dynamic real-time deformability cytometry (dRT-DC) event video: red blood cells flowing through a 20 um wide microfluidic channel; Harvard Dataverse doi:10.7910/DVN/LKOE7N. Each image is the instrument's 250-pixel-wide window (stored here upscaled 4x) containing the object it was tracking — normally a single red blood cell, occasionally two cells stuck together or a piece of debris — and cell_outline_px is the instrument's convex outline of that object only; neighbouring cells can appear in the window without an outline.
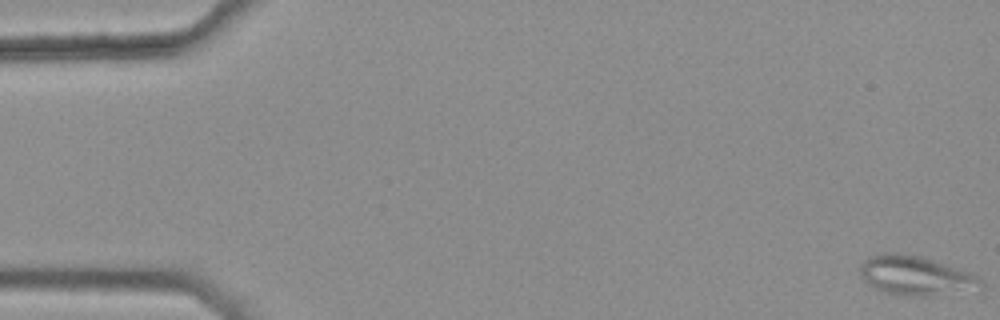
{"species": "common noctule bat (a hibernating species)", "species_latin": "Nyctalus noctula", "temperature_condition": "warm", "stored_images_in_passage": 45, "camera_frame_rate_fps": 3000, "um_per_image_px": 0.085, "animal": {"sex": "female", "body_mass_g": 25.1}, "frame": {"image": 1, "passage_image": 1, "time_ms": 0.0, "image_size_px": [1000, 320], "cell_outline_px": [[984, 288], [932, 296], [920, 296], [884, 292], [872, 288], [860, 276], [860, 264], [868, 256], [884, 252], [896, 252], [924, 256], [968, 272], [976, 276], [984, 284]], "centroid_in_image_um": [77.8, 23.41], "position_along_channel_um": 7.2, "area_um2": 27.86}}
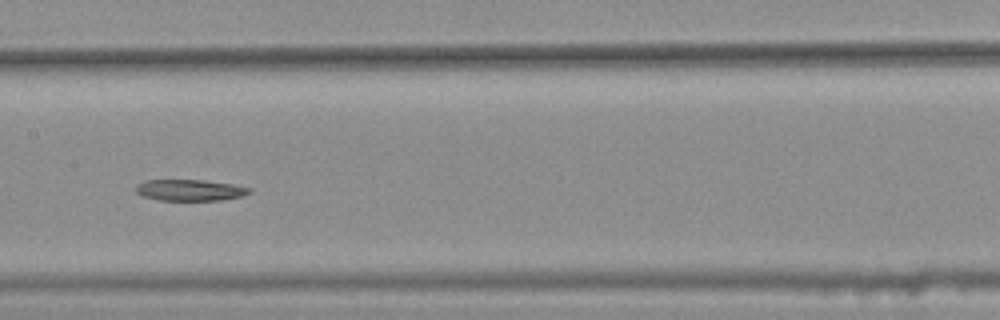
{"frame": {"image": 2, "passage_image": 27, "time_ms": 8.667, "image_size_px": [1000, 320], "cell_outline_px": [[252, 192], [244, 196], [224, 200], [160, 200], [144, 196], [136, 192], [136, 184], [144, 180], [204, 180], [232, 184], [252, 188]], "centroid_in_image_um": [16.19, 16.16], "position_along_channel_um": 191.2, "area_um2": 14.16}}
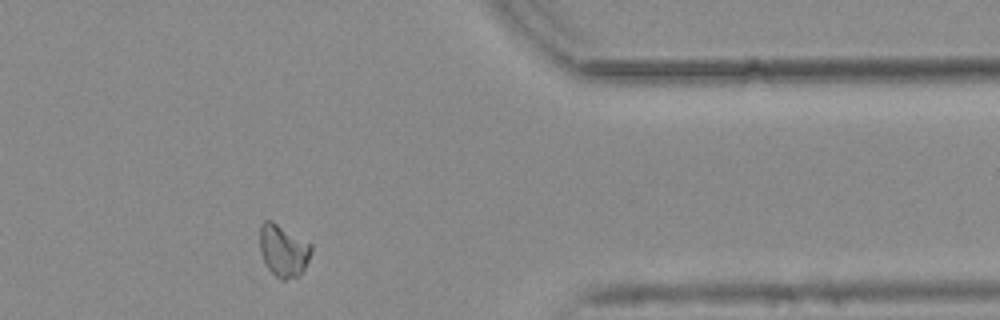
{"frame": {"image": 3, "passage_image": 44, "time_ms": 14.333, "image_size_px": [1000, 320], "cell_outline_px": [[312, 252], [300, 276], [284, 280], [280, 280], [268, 268], [260, 252], [260, 224], [264, 220], [272, 220], [312, 244]], "centroid_in_image_um": [24.09, 21.29], "position_along_channel_um": 387.3, "area_um2": 15.72}}